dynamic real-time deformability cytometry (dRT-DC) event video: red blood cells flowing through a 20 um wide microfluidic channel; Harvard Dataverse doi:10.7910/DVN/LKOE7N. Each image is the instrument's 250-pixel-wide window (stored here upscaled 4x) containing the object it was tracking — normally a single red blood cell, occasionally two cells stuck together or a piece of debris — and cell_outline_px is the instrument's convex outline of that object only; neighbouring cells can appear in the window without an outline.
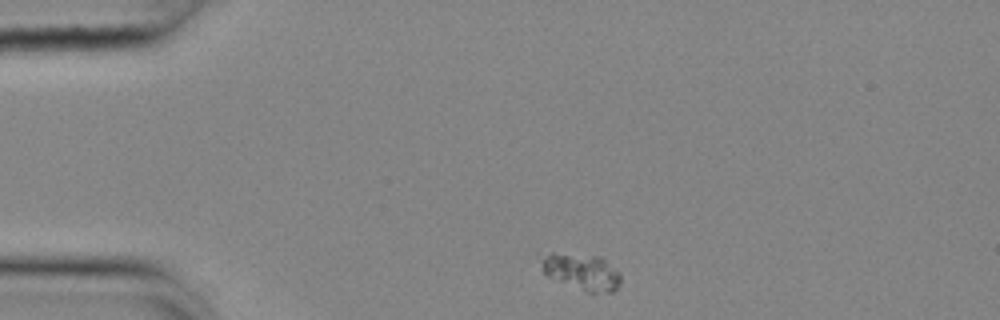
{"species": "common noctule bat (a hibernating species)", "species_latin": "Nyctalus noctula", "temperature_condition": "cold", "stored_images_in_passage": 45, "camera_frame_rate_fps": 3000, "um_per_image_px": 0.085, "animal": {"sex": "female", "body_mass_g": 25.1}, "frame": {"image": 1, "passage_image": 1, "time_ms": 0.0, "image_size_px": [1000, 320], "cell_outline_px": [[620, 284], [612, 292], [588, 292], [548, 276], [544, 272], [544, 256], [552, 252], [600, 256], [616, 268], [620, 272]], "centroid_in_image_um": [49.52, 23.09], "position_along_channel_um": 35.5, "area_um2": 16.42}}
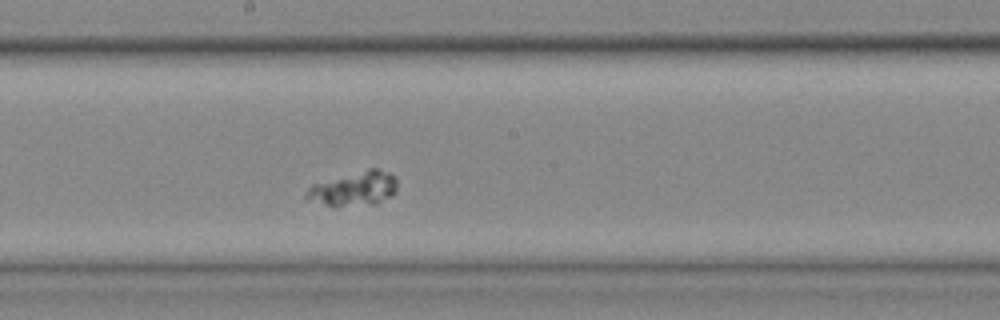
{"frame": {"image": 2, "passage_image": 20, "time_ms": 6.333, "image_size_px": [1000, 320], "cell_outline_px": [[396, 192], [392, 196], [376, 204], [336, 208], [332, 208], [304, 200], [304, 196], [308, 188], [312, 184], [368, 168], [376, 168], [388, 172], [396, 176]], "centroid_in_image_um": [30.04, 16.08], "position_along_channel_um": 218.2, "area_um2": 18.9}}
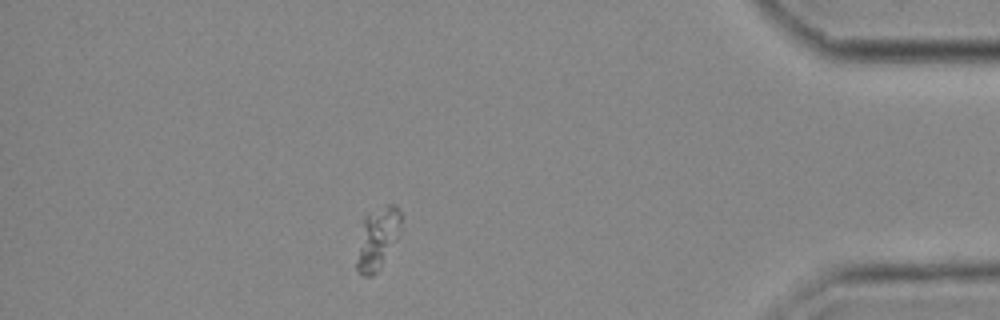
{"frame": {"image": 3, "passage_image": 39, "time_ms": 12.667, "image_size_px": [1000, 320], "cell_outline_px": [[400, 236], [376, 272], [372, 276], [364, 276], [356, 268], [356, 264], [364, 216], [388, 204], [396, 204], [400, 212]], "centroid_in_image_um": [32.11, 20.25], "position_along_channel_um": 403.1, "area_um2": 15.55}}